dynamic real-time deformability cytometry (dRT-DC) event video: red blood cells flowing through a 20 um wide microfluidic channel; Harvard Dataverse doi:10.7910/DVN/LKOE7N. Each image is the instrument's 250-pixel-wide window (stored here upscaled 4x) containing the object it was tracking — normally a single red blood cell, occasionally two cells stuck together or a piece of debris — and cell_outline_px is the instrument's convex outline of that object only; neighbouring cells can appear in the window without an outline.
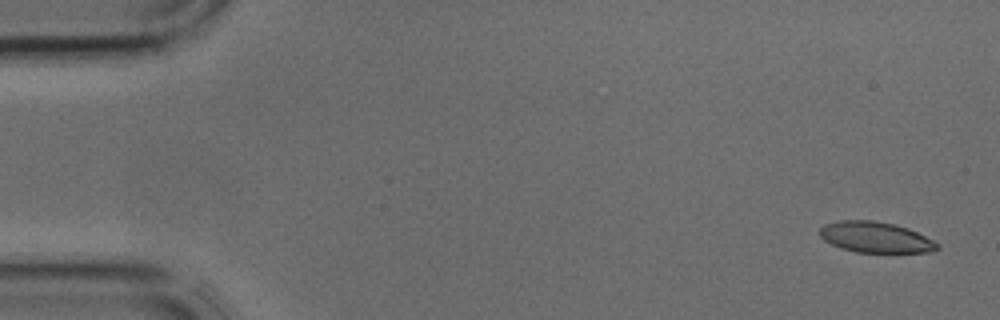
{"species": "common noctule bat (a hibernating species)", "species_latin": "Nyctalus noctula", "temperature_condition": "cold", "stored_images_in_passage": 4, "camera_frame_rate_fps": 3000, "um_per_image_px": 0.085, "animal": {"sex": "male", "body_mass_g": 17.9, "forearm_length_mm": 54.2}, "frame": {"image": 1, "passage_image": 1, "time_ms": 0.0, "image_size_px": [1000, 320], "cell_outline_px": [[940, 248], [932, 252], [856, 252], [840, 248], [824, 240], [820, 236], [820, 228], [824, 224], [840, 220], [872, 220], [892, 224], [908, 228], [940, 244]], "centroid_in_image_um": [74.41, 20.17], "position_along_channel_um": 10.6, "area_um2": 20.98}}